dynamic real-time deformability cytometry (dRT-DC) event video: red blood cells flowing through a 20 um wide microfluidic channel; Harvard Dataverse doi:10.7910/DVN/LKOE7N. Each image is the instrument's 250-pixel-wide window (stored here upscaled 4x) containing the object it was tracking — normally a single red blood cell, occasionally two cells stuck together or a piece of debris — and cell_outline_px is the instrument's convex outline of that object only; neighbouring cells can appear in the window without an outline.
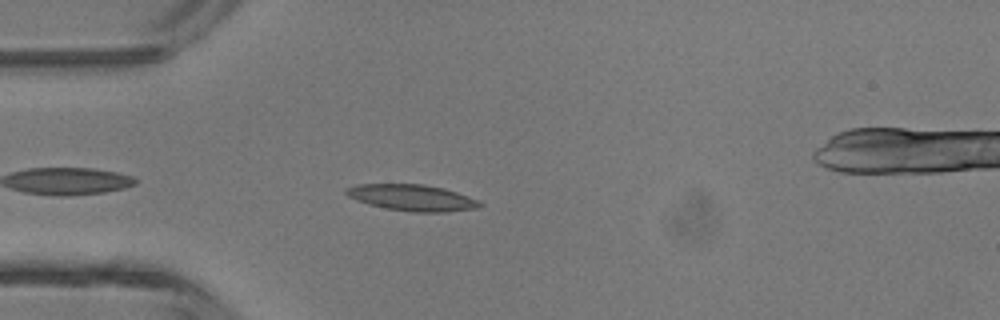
{"species": "common noctule bat (a hibernating species)", "species_latin": "Nyctalus noctula", "temperature_condition": "room temperature", "stored_images_in_passage": 4, "camera_frame_rate_fps": 3000, "um_per_image_px": 0.085, "animal": {"sex": "male", "body_mass_g": 13.3}, "frame": {"image": 1, "passage_image": 4, "time_ms": 1.0, "image_size_px": [1000, 320], "cell_outline_px": [[484, 204], [476, 208], [444, 212], [412, 212], [388, 208], [368, 204], [356, 200], [348, 196], [344, 192], [344, 188], [356, 184], [424, 184], [444, 188], [468, 196]], "centroid_in_image_um": [34.98, 16.79], "position_along_channel_um": 50.0, "area_um2": 20.4}}